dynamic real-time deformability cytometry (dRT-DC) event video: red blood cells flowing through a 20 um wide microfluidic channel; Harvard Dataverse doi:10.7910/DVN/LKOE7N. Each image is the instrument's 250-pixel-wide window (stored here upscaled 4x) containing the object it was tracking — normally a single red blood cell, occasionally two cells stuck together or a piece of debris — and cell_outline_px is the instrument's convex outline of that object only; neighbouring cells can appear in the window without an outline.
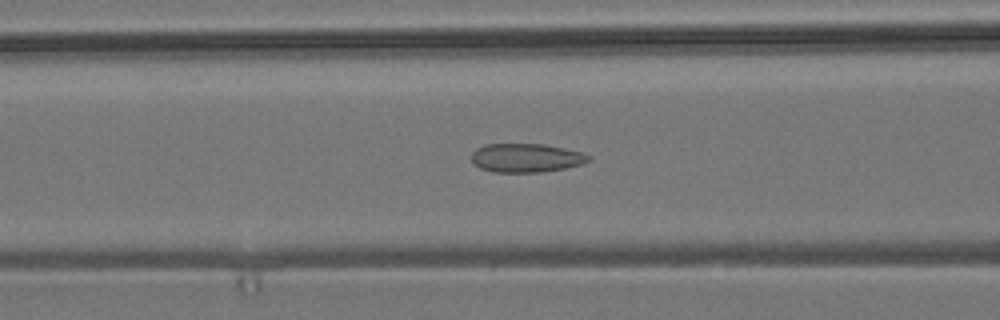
{"species": "common noctule bat (a hibernating species)", "species_latin": "Nyctalus noctula", "temperature_condition": "room temperature", "stored_images_in_passage": 40, "camera_frame_rate_fps": 3000, "um_per_image_px": 0.085, "animal": {"sex": "male", "body_mass_g": 19.2, "forearm_length_mm": 51.8}, "frame": {"image": 1, "passage_image": 7, "time_ms": 2.0, "image_size_px": [1000, 320], "cell_outline_px": [[592, 160], [580, 164], [564, 168], [540, 172], [492, 172], [480, 168], [472, 160], [472, 152], [476, 148], [484, 144], [544, 144], [564, 148], [580, 152], [592, 156]], "centroid_in_image_um": [44.72, 13.41], "position_along_channel_um": 121.9, "area_um2": 19.59}}
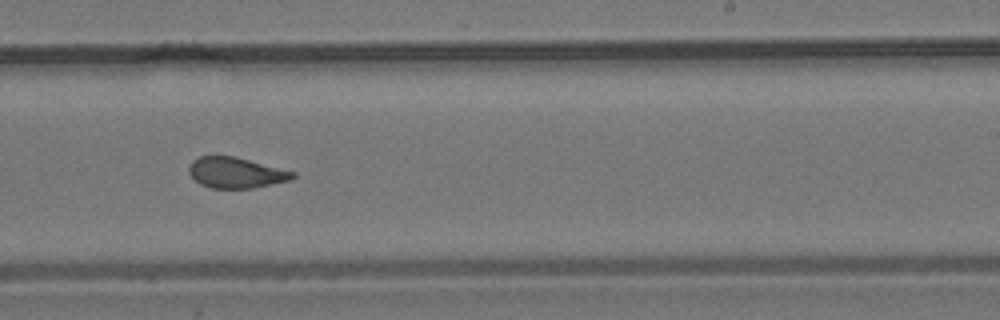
{"frame": {"image": 2, "passage_image": 19, "time_ms": 6.0, "image_size_px": [1000, 320], "cell_outline_px": [[296, 176], [292, 180], [252, 188], [212, 188], [200, 184], [188, 172], [188, 168], [192, 160], [200, 156], [236, 156], [296, 172]], "centroid_in_image_um": [20.08, 14.67], "position_along_channel_um": 268.9, "area_um2": 18.67}}
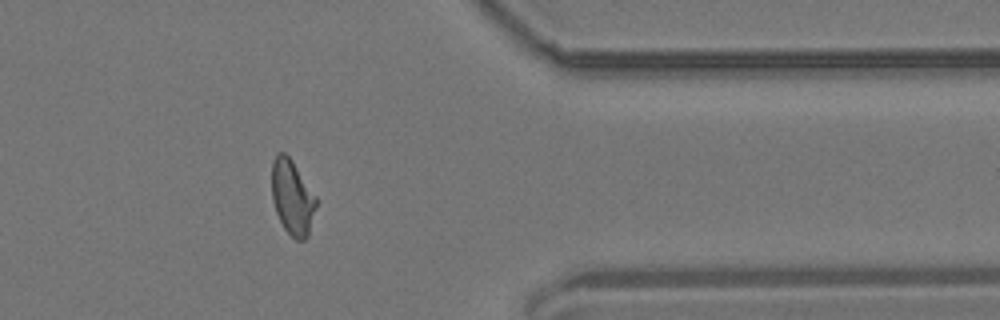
{"frame": {"image": 3, "passage_image": 30, "time_ms": 9.667, "image_size_px": [1000, 320], "cell_outline_px": [[316, 204], [308, 236], [304, 240], [296, 240], [284, 228], [276, 212], [272, 200], [272, 160], [276, 152], [284, 152], [292, 160], [316, 196]], "centroid_in_image_um": [24.83, 16.75], "position_along_channel_um": 386.6, "area_um2": 19.25}, "authors_computed_cell_mechanics": {"area_um2": 19.2763, "velocity_mm_per_s": 3.6751, "shape_relaxation_time_tau1_ms": null, "shape_relaxation_time_tau2_ms": 1.4122, "deformation_change_tau1": null, "deformation_change_tau2": 0.09}}